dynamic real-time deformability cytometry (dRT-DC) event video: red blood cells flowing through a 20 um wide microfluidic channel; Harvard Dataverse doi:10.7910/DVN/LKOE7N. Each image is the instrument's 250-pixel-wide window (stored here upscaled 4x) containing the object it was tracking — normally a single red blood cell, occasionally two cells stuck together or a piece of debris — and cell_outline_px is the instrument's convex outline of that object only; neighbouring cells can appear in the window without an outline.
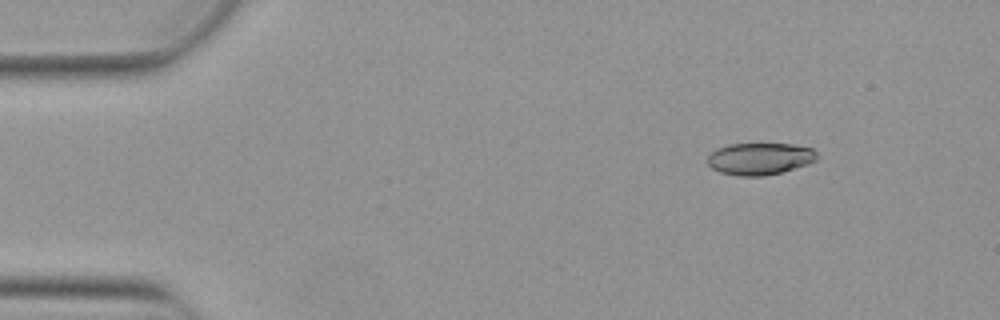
{"species": "Egyptian fruit bat (a non-hibernating species)", "species_latin": "Rousettus aegyptiacus", "temperature_condition": "warm", "stored_images_in_passage": 6, "camera_frame_rate_fps": 3000, "um_per_image_px": 0.085, "animal": {"sex": "female"}, "frame": {"image": 1, "passage_image": 1, "time_ms": 0.0, "image_size_px": [1000, 320], "cell_outline_px": [[820, 156], [816, 160], [808, 164], [780, 172], [764, 176], [736, 176], [720, 172], [712, 168], [708, 164], [708, 156], [716, 148], [728, 144], [792, 144], [812, 148]], "centroid_in_image_um": [64.59, 13.49], "position_along_channel_um": 20.4, "area_um2": 20.46}}
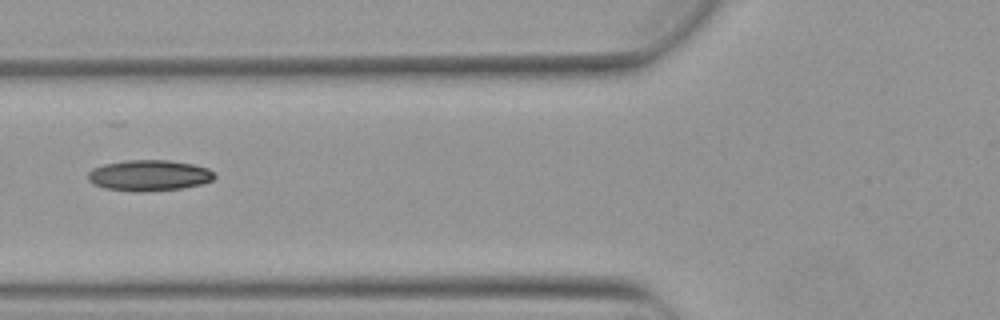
{"frame": {"image": 2, "passage_image": 5, "time_ms": 1.333, "image_size_px": [1000, 320], "cell_outline_px": [[216, 176], [212, 180], [200, 184], [180, 188], [140, 192], [132, 192], [104, 188], [92, 184], [88, 180], [88, 172], [92, 168], [104, 164], [124, 160], [168, 160], [192, 164], [208, 168]], "centroid_in_image_um": [12.62, 14.91], "position_along_channel_um": 113.2, "area_um2": 22.83}}
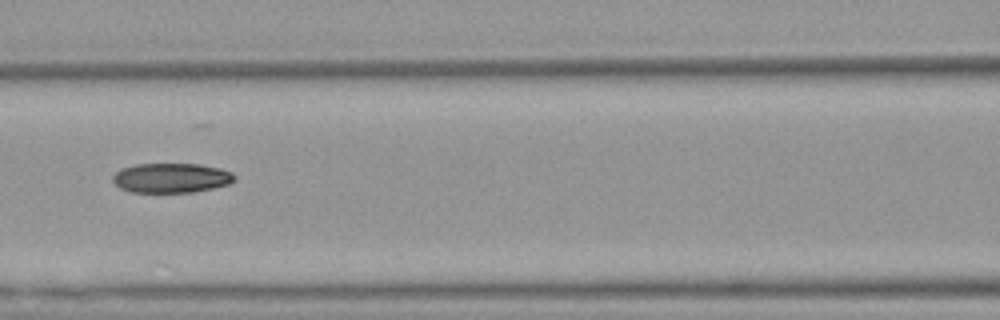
{"frame": {"image": 3, "passage_image": 6, "time_ms": 1.667, "image_size_px": [1000, 320], "cell_outline_px": [[236, 180], [228, 184], [212, 188], [192, 192], [132, 192], [120, 188], [112, 180], [112, 176], [120, 168], [136, 164], [196, 164], [220, 168], [232, 172], [236, 176]], "centroid_in_image_um": [14.55, 15.12], "position_along_channel_um": 152.0, "area_um2": 21.04}}